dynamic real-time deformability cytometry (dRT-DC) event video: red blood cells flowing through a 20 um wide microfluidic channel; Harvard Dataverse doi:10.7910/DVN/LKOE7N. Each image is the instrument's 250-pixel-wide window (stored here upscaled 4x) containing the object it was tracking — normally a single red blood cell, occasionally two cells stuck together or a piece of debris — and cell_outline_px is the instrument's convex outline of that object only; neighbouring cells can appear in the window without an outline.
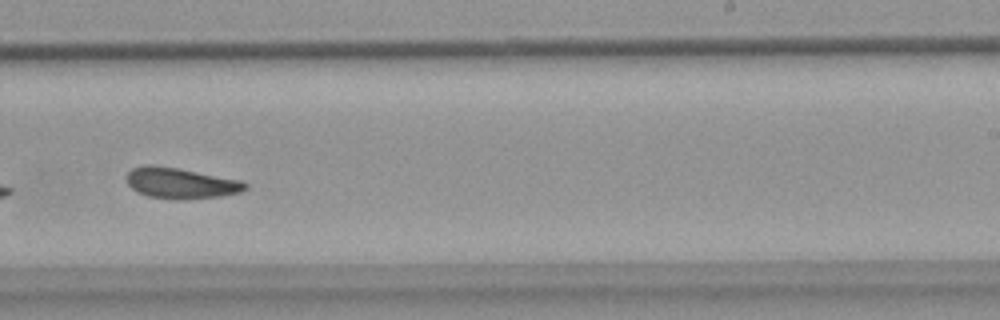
{"species": "common noctule bat (a hibernating species)", "species_latin": "Nyctalus noctula", "temperature_condition": "warm", "stored_images_in_passage": 40, "camera_frame_rate_fps": 3000, "um_per_image_px": 0.085, "animal": {"sex": "female", "body_mass_g": 18.4}, "frame": {"image": 1, "passage_image": 18, "time_ms": 5.667, "image_size_px": [1000, 320], "cell_outline_px": [[248, 188], [240, 192], [220, 196], [184, 200], [176, 200], [148, 196], [132, 188], [128, 184], [128, 172], [132, 168], [148, 164], [180, 168], [240, 180], [248, 184]], "centroid_in_image_um": [15.39, 15.57], "position_along_channel_um": 273.6, "area_um2": 21.27}}
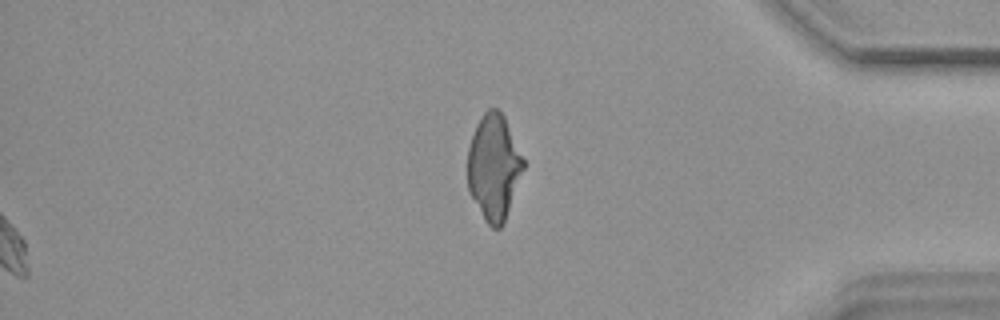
{"frame": {"image": 2, "passage_image": 40, "time_ms": 13.0, "image_size_px": [1000, 320], "cell_outline_px": [[524, 168], [504, 224], [500, 228], [492, 228], [484, 220], [468, 192], [468, 148], [476, 124], [484, 112], [488, 108], [496, 108], [504, 116], [524, 160]], "centroid_in_image_um": [41.96, 14.24], "position_along_channel_um": 393.2, "area_um2": 34.28}, "authors_computed_cell_mechanics": {"area_um2": 21.0392, "velocity_mm_per_s": 3.6577, "shape_relaxation_time_tau1_ms": 5.8861, "shape_relaxation_time_tau2_ms": 5.3995, "deformation_change_tau1": 0.1465, "deformation_change_tau2": 0.1317}}